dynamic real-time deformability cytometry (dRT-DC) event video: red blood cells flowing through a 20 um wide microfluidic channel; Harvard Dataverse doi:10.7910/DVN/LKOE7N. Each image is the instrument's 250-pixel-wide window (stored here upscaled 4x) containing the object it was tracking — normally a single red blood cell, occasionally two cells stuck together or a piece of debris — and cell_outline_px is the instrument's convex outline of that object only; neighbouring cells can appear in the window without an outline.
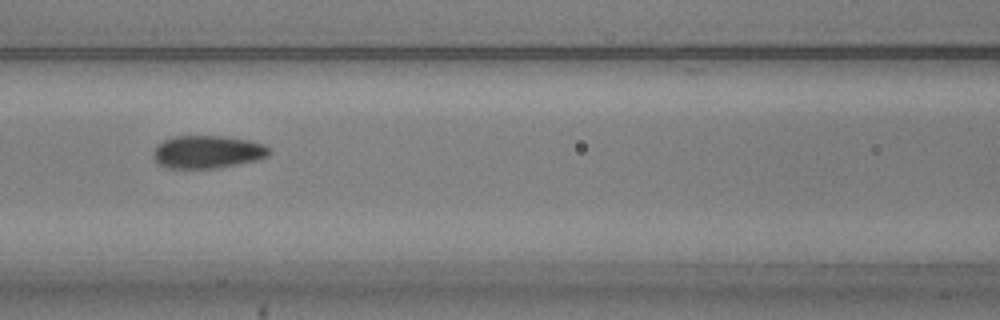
{"species": "common noctule bat (a hibernating species)", "species_latin": "Nyctalus noctula", "temperature_condition": "warm", "stored_images_in_passage": 54, "camera_frame_rate_fps": 3000, "um_per_image_px": 0.085, "animal": {"sex": "male", "body_mass_g": 20.5, "forearm_length_mm": 52.5}, "frame": {"image": 1, "passage_image": 23, "time_ms": 7.333, "image_size_px": [1000, 320], "cell_outline_px": [[272, 152], [268, 156], [256, 160], [216, 168], [164, 168], [156, 164], [152, 156], [152, 152], [164, 140], [172, 136], [220, 136], [248, 140], [264, 144]], "centroid_in_image_um": [17.59, 12.92], "position_along_channel_um": 149.0, "area_um2": 22.2}}
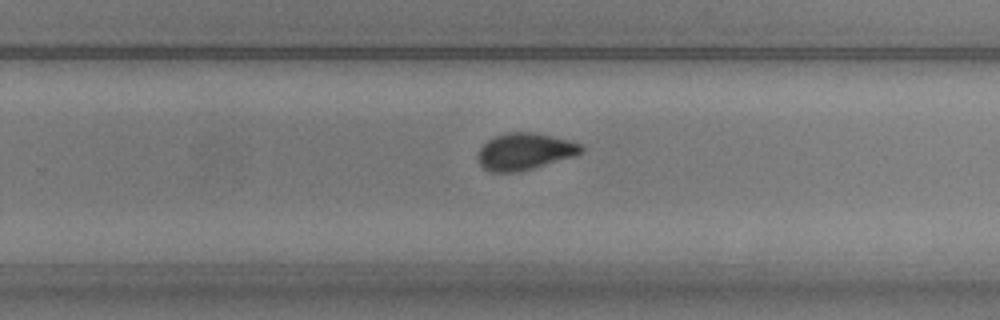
{"frame": {"image": 2, "passage_image": 34, "time_ms": 11.0, "image_size_px": [1000, 320], "cell_outline_px": [[584, 152], [576, 156], [520, 172], [488, 172], [476, 160], [476, 156], [480, 148], [488, 140], [496, 136], [508, 132], [532, 132], [552, 136], [568, 140], [580, 144], [584, 148]], "centroid_in_image_um": [44.6, 12.89], "position_along_channel_um": 285.2, "area_um2": 22.37}}
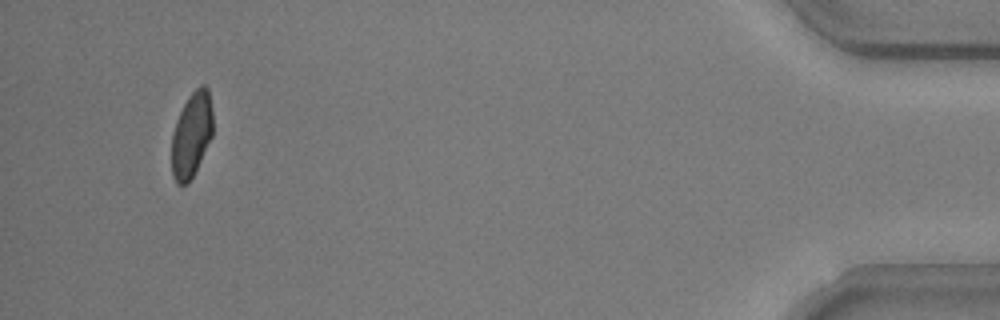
{"frame": {"image": 3, "passage_image": 51, "time_ms": 16.667, "image_size_px": [1000, 320], "cell_outline_px": [[212, 136], [188, 184], [176, 184], [172, 176], [172, 132], [176, 120], [188, 96], [200, 84], [204, 84], [208, 88], [212, 108]], "centroid_in_image_um": [16.27, 11.43], "position_along_channel_um": 418.9, "area_um2": 20.35}, "authors_computed_cell_mechanics": {"area_um2": 22.0796, "velocity_mm_per_s": 3.7315, "shape_relaxation_time_tau1_ms": 4.9462, "shape_relaxation_time_tau2_ms": 0.8112, "deformation_change_tau1": 0.1356, "deformation_change_tau2": 0.0645}}